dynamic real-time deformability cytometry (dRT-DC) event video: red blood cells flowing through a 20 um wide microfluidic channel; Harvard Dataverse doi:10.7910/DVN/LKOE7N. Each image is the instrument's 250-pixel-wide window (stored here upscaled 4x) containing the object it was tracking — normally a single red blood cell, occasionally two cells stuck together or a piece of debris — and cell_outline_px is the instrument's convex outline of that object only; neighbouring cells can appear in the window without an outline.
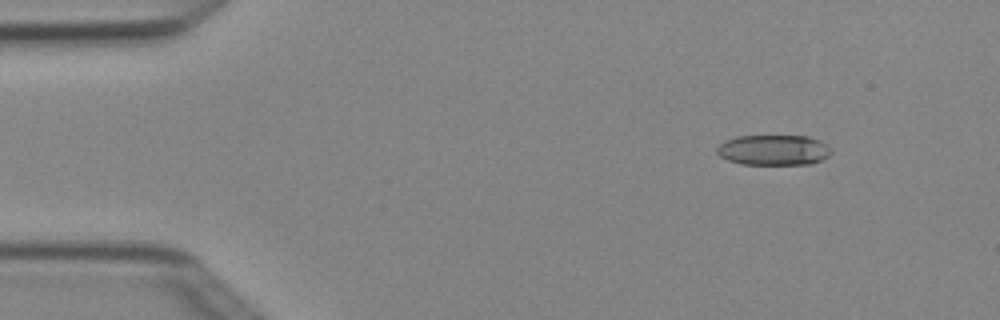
{"species": "Egyptian fruit bat (a non-hibernating species)", "species_latin": "Rousettus aegyptiacus", "temperature_condition": "cold", "stored_images_in_passage": 4, "camera_frame_rate_fps": 3000, "um_per_image_px": 0.085, "animal": {"sex": "female"}, "frame": {"image": 1, "passage_image": 2, "time_ms": 0.333, "image_size_px": [1000, 320], "cell_outline_px": [[832, 152], [828, 156], [812, 164], [740, 164], [728, 160], [720, 156], [716, 152], [716, 148], [724, 140], [736, 136], [808, 136], [820, 140], [832, 148]], "centroid_in_image_um": [65.75, 12.75], "position_along_channel_um": 19.2, "area_um2": 20.4}}
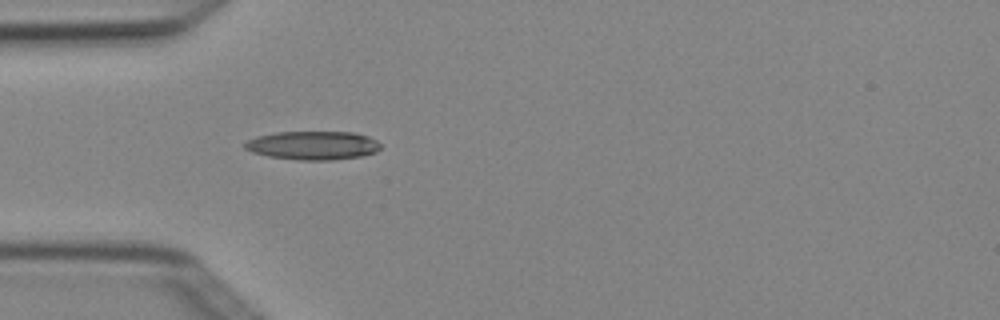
{"frame": {"image": 2, "passage_image": 4, "time_ms": 1.0, "image_size_px": [1000, 320], "cell_outline_px": [[380, 148], [376, 152], [360, 156], [328, 160], [300, 160], [268, 156], [252, 152], [244, 148], [244, 144], [248, 140], [256, 136], [276, 132], [352, 132], [368, 136], [376, 140], [380, 144]], "centroid_in_image_um": [26.58, 12.35], "position_along_channel_um": 58.4, "area_um2": 22.54}}